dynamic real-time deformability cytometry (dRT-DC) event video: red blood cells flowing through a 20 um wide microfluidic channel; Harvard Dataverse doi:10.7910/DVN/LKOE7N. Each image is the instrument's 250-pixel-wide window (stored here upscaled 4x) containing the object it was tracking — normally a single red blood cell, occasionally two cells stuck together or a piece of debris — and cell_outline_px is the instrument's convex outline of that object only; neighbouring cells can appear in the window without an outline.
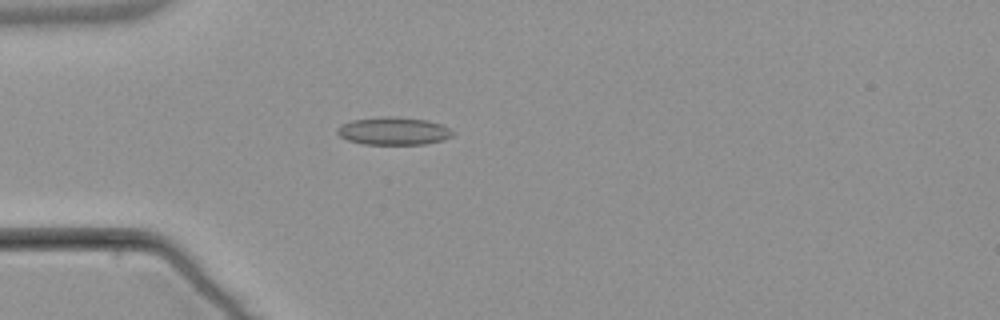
{"species": "common noctule bat (a hibernating species)", "species_latin": "Nyctalus noctula", "temperature_condition": "warm", "stored_images_in_passage": 4, "camera_frame_rate_fps": 3000, "um_per_image_px": 0.085, "animal": {"sex": "male", "body_mass_g": 21.5, "forearm_length_mm": 52.0}, "frame": {"image": 1, "passage_image": 3, "time_ms": 2.667, "image_size_px": [1000, 320], "cell_outline_px": [[452, 136], [444, 140], [424, 144], [364, 144], [348, 140], [340, 136], [336, 132], [336, 128], [340, 124], [352, 120], [380, 116], [396, 116], [428, 120], [440, 124], [448, 128], [452, 132]], "centroid_in_image_um": [33.41, 11.12], "position_along_channel_um": 51.6, "area_um2": 18.79}}